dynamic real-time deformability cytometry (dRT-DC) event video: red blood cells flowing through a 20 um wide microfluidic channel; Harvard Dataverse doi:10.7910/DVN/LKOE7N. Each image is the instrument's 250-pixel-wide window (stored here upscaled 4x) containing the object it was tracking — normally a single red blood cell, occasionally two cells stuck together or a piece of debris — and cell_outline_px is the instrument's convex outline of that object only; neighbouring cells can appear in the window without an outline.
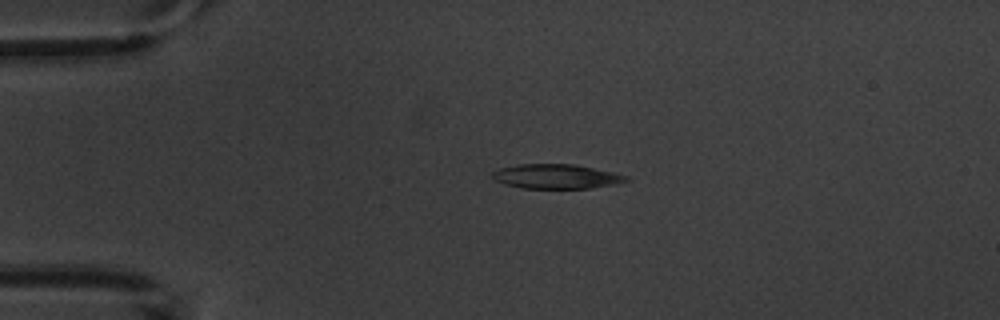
{"species": "common noctule bat (a hibernating species)", "species_latin": "Nyctalus noctula", "temperature_condition": "warm", "stored_images_in_passage": 3, "camera_frame_rate_fps": 3000, "um_per_image_px": 0.085, "animal": {"sex": "male", "body_mass_g": 20.1, "forearm_length_mm": 53.5}, "frame": {"image": 1, "passage_image": 2, "time_ms": 1.333, "image_size_px": [1000, 320], "cell_outline_px": [[632, 180], [612, 184], [588, 188], [524, 188], [504, 184], [496, 180], [492, 176], [492, 172], [500, 168], [516, 164], [576, 164], [612, 172], [628, 176]], "centroid_in_image_um": [47.28, 14.99], "position_along_channel_um": 37.7, "area_um2": 18.96}}